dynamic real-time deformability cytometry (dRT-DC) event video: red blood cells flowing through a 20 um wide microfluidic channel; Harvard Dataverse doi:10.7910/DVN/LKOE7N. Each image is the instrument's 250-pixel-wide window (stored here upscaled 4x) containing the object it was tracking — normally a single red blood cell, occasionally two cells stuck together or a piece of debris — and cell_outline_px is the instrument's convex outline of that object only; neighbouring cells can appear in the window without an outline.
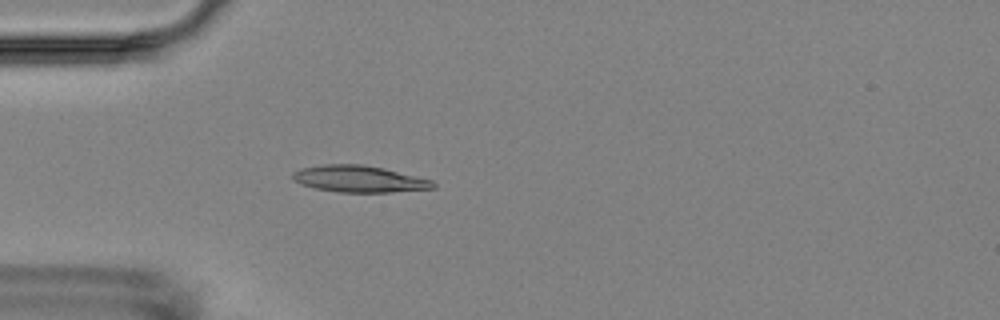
{"species": "Egyptian fruit bat (a non-hibernating species)", "species_latin": "Rousettus aegyptiacus", "temperature_condition": "room temperature", "stored_images_in_passage": 3, "camera_frame_rate_fps": 3000, "um_per_image_px": 0.085, "animal": {"sex": "female"}, "frame": {"image": 1, "passage_image": 3, "time_ms": 3.0, "image_size_px": [1000, 320], "cell_outline_px": [[436, 188], [392, 192], [340, 192], [316, 188], [300, 184], [292, 180], [292, 172], [300, 168], [324, 164], [360, 164], [384, 168], [432, 180], [436, 184]], "centroid_in_image_um": [30.51, 15.2], "position_along_channel_um": 54.5, "area_um2": 21.85}}